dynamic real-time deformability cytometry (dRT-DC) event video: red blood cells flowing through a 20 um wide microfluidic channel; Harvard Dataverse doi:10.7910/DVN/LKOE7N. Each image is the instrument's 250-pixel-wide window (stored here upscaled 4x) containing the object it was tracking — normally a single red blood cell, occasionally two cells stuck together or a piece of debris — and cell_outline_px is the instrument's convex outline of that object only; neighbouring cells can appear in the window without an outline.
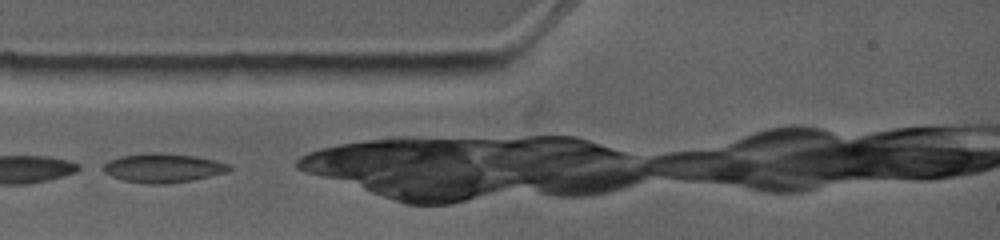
{"species": "common noctule bat (a hibernating species)", "species_latin": "Nyctalus noctula", "temperature_condition": "warm", "stored_images_in_passage": 2, "camera_frame_rate_fps": 4500, "um_per_image_px": 0.085, "animal": {"sex": "female", "body_mass_g": 19.0, "forearm_length_mm": 53.3}, "frame": {"image": 1, "passage_image": 1, "time_ms": 0.0, "image_size_px": [1000, 240], "cell_outline_px": [[232, 168], [228, 172], [192, 180], [164, 184], [152, 184], [124, 180], [112, 176], [96, 168], [108, 160], [120, 156], [152, 152], [160, 152], [196, 156], [216, 160], [228, 164]], "centroid_in_image_um": [13.81, 14.26], "position_along_channel_um": 71.2, "area_um2": 21.56}}